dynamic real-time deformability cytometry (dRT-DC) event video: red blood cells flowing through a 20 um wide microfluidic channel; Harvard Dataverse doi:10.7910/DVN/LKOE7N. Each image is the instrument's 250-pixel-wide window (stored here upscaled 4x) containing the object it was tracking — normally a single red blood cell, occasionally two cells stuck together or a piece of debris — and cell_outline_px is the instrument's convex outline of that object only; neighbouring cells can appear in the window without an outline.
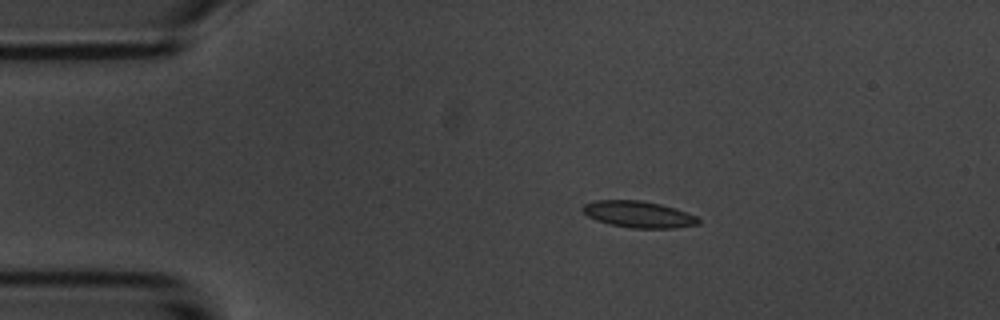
{"species": "common noctule bat (a hibernating species)", "species_latin": "Nyctalus noctula", "temperature_condition": "room temperature", "stored_images_in_passage": 4, "camera_frame_rate_fps": 3000, "um_per_image_px": 0.085, "animal": {"sex": "male", "body_mass_g": 20.1, "forearm_length_mm": 53.5}, "frame": {"image": 1, "passage_image": 2, "time_ms": 1.0, "image_size_px": [1000, 320], "cell_outline_px": [[700, 224], [676, 228], [632, 228], [612, 224], [596, 220], [588, 216], [580, 208], [584, 204], [596, 200], [640, 200], [660, 204], [676, 208], [696, 216], [700, 220]], "centroid_in_image_um": [54.29, 18.21], "position_along_channel_um": 30.7, "area_um2": 17.86}}
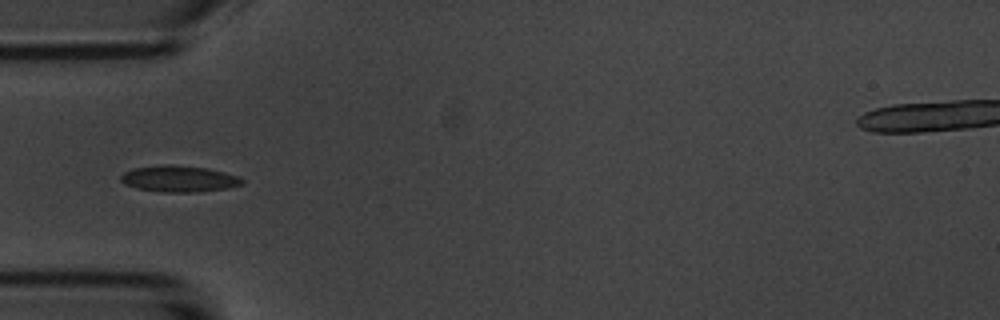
{"frame": {"image": 2, "passage_image": 4, "time_ms": 3.333, "image_size_px": [1000, 320], "cell_outline_px": [[244, 184], [228, 188], [200, 192], [160, 192], [136, 188], [124, 184], [120, 180], [120, 176], [124, 172], [132, 168], [168, 164], [172, 164], [208, 168], [240, 176], [244, 180]], "centroid_in_image_um": [15.23, 15.2], "position_along_channel_um": 69.8, "area_um2": 18.9}}